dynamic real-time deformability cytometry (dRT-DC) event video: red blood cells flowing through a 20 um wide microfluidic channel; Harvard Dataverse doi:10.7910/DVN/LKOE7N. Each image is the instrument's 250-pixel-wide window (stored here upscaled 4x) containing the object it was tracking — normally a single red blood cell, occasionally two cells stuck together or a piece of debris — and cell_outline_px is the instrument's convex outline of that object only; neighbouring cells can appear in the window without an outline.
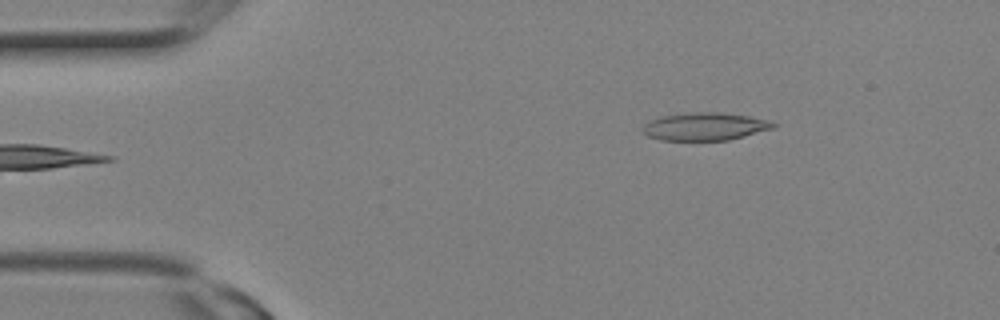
{"species": "Egyptian fruit bat (a non-hibernating species)", "species_latin": "Rousettus aegyptiacus", "temperature_condition": "room temperature", "stored_images_in_passage": 8, "camera_frame_rate_fps": 3000, "um_per_image_px": 0.085, "animal": {"sex": "female"}, "frame": {"image": 1, "passage_image": 1, "time_ms": 0.0, "image_size_px": [1000, 320], "cell_outline_px": [[780, 124], [776, 128], [728, 140], [660, 140], [648, 136], [640, 132], [640, 128], [648, 120], [664, 116], [696, 112], [720, 112], [748, 116], [768, 120]], "centroid_in_image_um": [59.92, 10.76], "position_along_channel_um": 25.1, "area_um2": 21.33}}
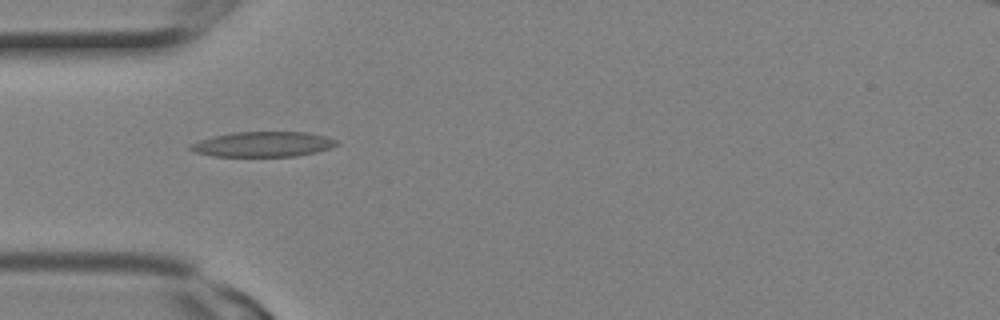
{"frame": {"image": 2, "passage_image": 5, "time_ms": 1.333, "image_size_px": [1000, 320], "cell_outline_px": [[340, 144], [316, 152], [296, 156], [212, 156], [196, 152], [188, 148], [188, 144], [200, 140], [216, 136], [236, 132], [308, 132], [324, 136], [336, 140]], "centroid_in_image_um": [22.35, 12.26], "position_along_channel_um": 62.6, "area_um2": 21.21}}
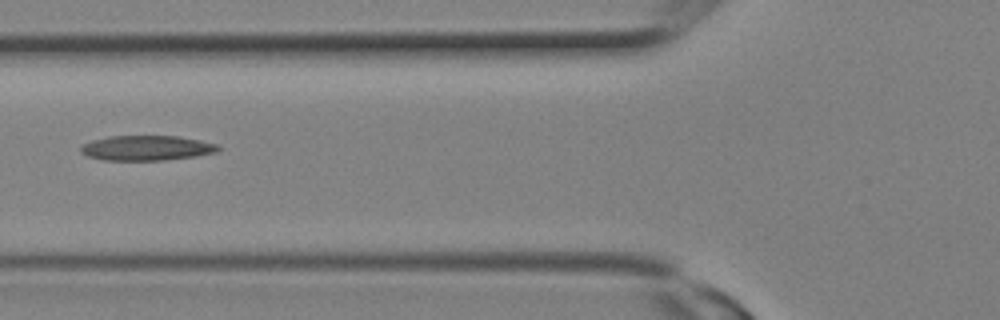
{"frame": {"image": 3, "passage_image": 7, "time_ms": 2.0, "image_size_px": [1000, 320], "cell_outline_px": [[220, 148], [216, 152], [196, 156], [164, 160], [104, 160], [88, 156], [80, 152], [80, 148], [84, 144], [92, 140], [112, 136], [180, 136], [200, 140], [216, 144]], "centroid_in_image_um": [12.47, 12.58], "position_along_channel_um": 113.3, "area_um2": 19.88}}